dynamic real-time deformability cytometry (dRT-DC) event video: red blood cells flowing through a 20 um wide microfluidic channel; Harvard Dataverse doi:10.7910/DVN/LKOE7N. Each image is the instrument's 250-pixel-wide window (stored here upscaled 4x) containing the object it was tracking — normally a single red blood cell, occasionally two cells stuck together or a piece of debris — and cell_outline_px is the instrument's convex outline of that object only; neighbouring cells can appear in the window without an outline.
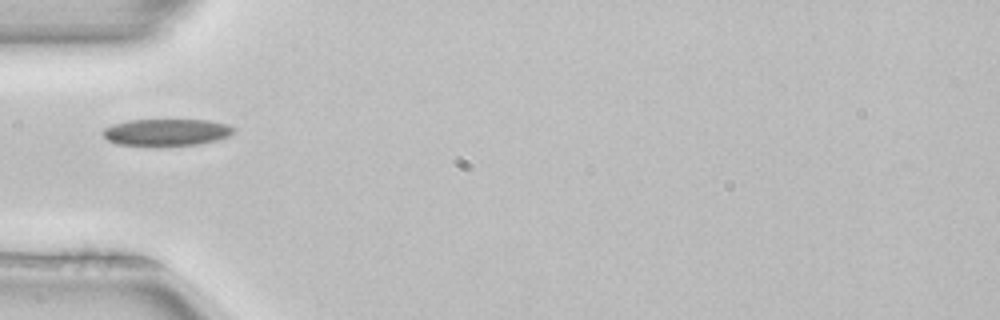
{"species": "common noctule bat (a hibernating species)", "species_latin": "Nyctalus noctula", "temperature_condition": "room temperature", "stored_images_in_passage": 36, "camera_frame_rate_fps": 3000, "um_per_image_px": 0.085, "animal": {"sex": "female", "body_mass_g": 22.7, "forearm_length_mm": 54.2}, "frame": {"image": 1, "passage_image": 1, "time_ms": 0.0, "image_size_px": [1000, 320], "cell_outline_px": [[236, 132], [228, 136], [216, 140], [200, 144], [156, 148], [116, 144], [108, 140], [100, 132], [104, 128], [112, 124], [128, 120], [208, 120], [228, 124], [236, 128]], "centroid_in_image_um": [14.13, 11.28], "position_along_channel_um": 70.9, "area_um2": 21.39}}
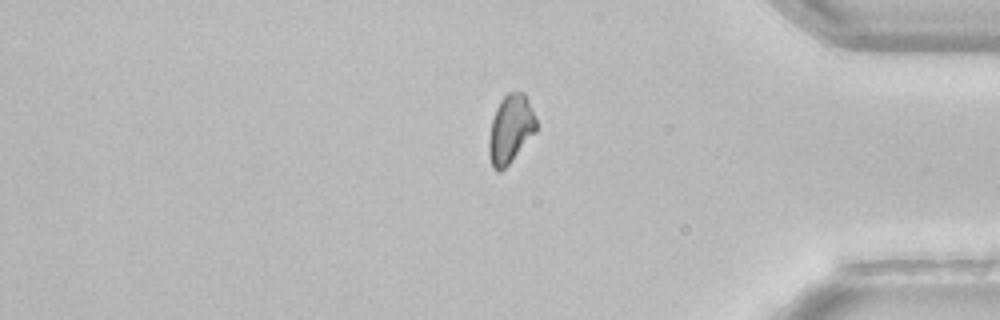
{"frame": {"image": 2, "passage_image": 27, "time_ms": 8.667, "image_size_px": [1000, 320], "cell_outline_px": [[536, 132], [512, 160], [500, 172], [496, 172], [492, 168], [488, 156], [488, 140], [492, 120], [496, 108], [500, 100], [508, 92], [524, 92], [528, 100], [536, 120]], "centroid_in_image_um": [43.37, 10.99], "position_along_channel_um": 391.8, "area_um2": 18.9}}
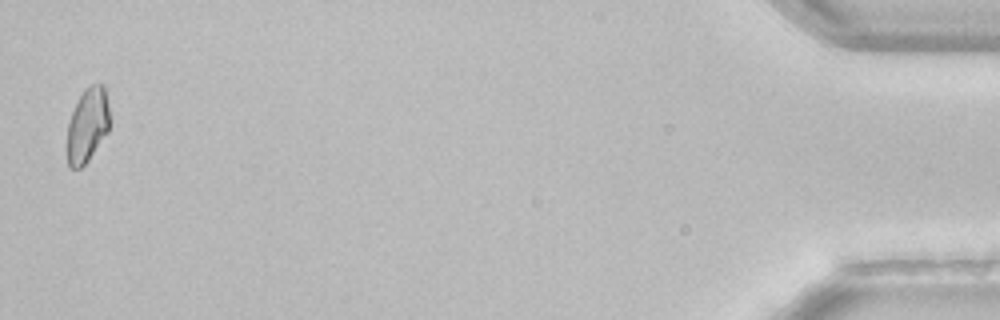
{"frame": {"image": 3, "passage_image": 35, "time_ms": 11.333, "image_size_px": [1000, 320], "cell_outline_px": [[108, 132], [88, 160], [80, 168], [72, 168], [68, 164], [68, 124], [72, 112], [84, 88], [88, 84], [104, 84], [108, 104]], "centroid_in_image_um": [7.44, 10.6], "position_along_channel_um": 427.8, "area_um2": 18.09}, "authors_computed_cell_mechanics": {"area_um2": 19.3919, "velocity_mm_per_s": 3.987, "shape_relaxation_time_tau1_ms": 6.6026, "shape_relaxation_time_tau2_ms": null, "deformation_change_tau1": 0.0926, "deformation_change_tau2": null}}